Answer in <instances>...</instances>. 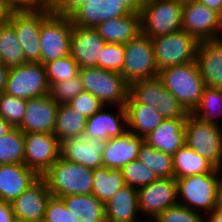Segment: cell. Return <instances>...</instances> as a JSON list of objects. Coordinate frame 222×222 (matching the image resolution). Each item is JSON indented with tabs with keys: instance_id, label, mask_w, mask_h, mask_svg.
<instances>
[{
	"instance_id": "obj_1",
	"label": "cell",
	"mask_w": 222,
	"mask_h": 222,
	"mask_svg": "<svg viewBox=\"0 0 222 222\" xmlns=\"http://www.w3.org/2000/svg\"><path fill=\"white\" fill-rule=\"evenodd\" d=\"M158 77L188 113H192L202 97L205 83L196 61L159 70Z\"/></svg>"
},
{
	"instance_id": "obj_2",
	"label": "cell",
	"mask_w": 222,
	"mask_h": 222,
	"mask_svg": "<svg viewBox=\"0 0 222 222\" xmlns=\"http://www.w3.org/2000/svg\"><path fill=\"white\" fill-rule=\"evenodd\" d=\"M52 196L92 194L93 169L60 157L43 175Z\"/></svg>"
},
{
	"instance_id": "obj_3",
	"label": "cell",
	"mask_w": 222,
	"mask_h": 222,
	"mask_svg": "<svg viewBox=\"0 0 222 222\" xmlns=\"http://www.w3.org/2000/svg\"><path fill=\"white\" fill-rule=\"evenodd\" d=\"M218 180V168L210 173L176 179L178 203L195 212L210 214L216 209Z\"/></svg>"
},
{
	"instance_id": "obj_4",
	"label": "cell",
	"mask_w": 222,
	"mask_h": 222,
	"mask_svg": "<svg viewBox=\"0 0 222 222\" xmlns=\"http://www.w3.org/2000/svg\"><path fill=\"white\" fill-rule=\"evenodd\" d=\"M85 92L93 94L105 106H124L129 95V84L124 77L110 70L99 67L80 68Z\"/></svg>"
},
{
	"instance_id": "obj_5",
	"label": "cell",
	"mask_w": 222,
	"mask_h": 222,
	"mask_svg": "<svg viewBox=\"0 0 222 222\" xmlns=\"http://www.w3.org/2000/svg\"><path fill=\"white\" fill-rule=\"evenodd\" d=\"M184 4L175 0H146L141 10V34L152 38L182 29Z\"/></svg>"
},
{
	"instance_id": "obj_6",
	"label": "cell",
	"mask_w": 222,
	"mask_h": 222,
	"mask_svg": "<svg viewBox=\"0 0 222 222\" xmlns=\"http://www.w3.org/2000/svg\"><path fill=\"white\" fill-rule=\"evenodd\" d=\"M151 40L159 70L196 61L199 41L183 29Z\"/></svg>"
},
{
	"instance_id": "obj_7",
	"label": "cell",
	"mask_w": 222,
	"mask_h": 222,
	"mask_svg": "<svg viewBox=\"0 0 222 222\" xmlns=\"http://www.w3.org/2000/svg\"><path fill=\"white\" fill-rule=\"evenodd\" d=\"M185 144L193 151L222 169V128L220 125L203 122L191 113L187 115Z\"/></svg>"
},
{
	"instance_id": "obj_8",
	"label": "cell",
	"mask_w": 222,
	"mask_h": 222,
	"mask_svg": "<svg viewBox=\"0 0 222 222\" xmlns=\"http://www.w3.org/2000/svg\"><path fill=\"white\" fill-rule=\"evenodd\" d=\"M51 14L48 6L41 10L11 11L8 23L15 29L27 63H41V23Z\"/></svg>"
},
{
	"instance_id": "obj_9",
	"label": "cell",
	"mask_w": 222,
	"mask_h": 222,
	"mask_svg": "<svg viewBox=\"0 0 222 222\" xmlns=\"http://www.w3.org/2000/svg\"><path fill=\"white\" fill-rule=\"evenodd\" d=\"M125 59L120 73L130 85L134 81L158 76L154 46L150 37L140 34L124 44Z\"/></svg>"
},
{
	"instance_id": "obj_10",
	"label": "cell",
	"mask_w": 222,
	"mask_h": 222,
	"mask_svg": "<svg viewBox=\"0 0 222 222\" xmlns=\"http://www.w3.org/2000/svg\"><path fill=\"white\" fill-rule=\"evenodd\" d=\"M72 21L69 16L51 13L40 28L41 63L70 55Z\"/></svg>"
},
{
	"instance_id": "obj_11",
	"label": "cell",
	"mask_w": 222,
	"mask_h": 222,
	"mask_svg": "<svg viewBox=\"0 0 222 222\" xmlns=\"http://www.w3.org/2000/svg\"><path fill=\"white\" fill-rule=\"evenodd\" d=\"M45 66L42 63H25L11 67L4 93L23 99L49 94Z\"/></svg>"
},
{
	"instance_id": "obj_12",
	"label": "cell",
	"mask_w": 222,
	"mask_h": 222,
	"mask_svg": "<svg viewBox=\"0 0 222 222\" xmlns=\"http://www.w3.org/2000/svg\"><path fill=\"white\" fill-rule=\"evenodd\" d=\"M182 29L198 41L222 38V15L199 1L185 3L182 11Z\"/></svg>"
},
{
	"instance_id": "obj_13",
	"label": "cell",
	"mask_w": 222,
	"mask_h": 222,
	"mask_svg": "<svg viewBox=\"0 0 222 222\" xmlns=\"http://www.w3.org/2000/svg\"><path fill=\"white\" fill-rule=\"evenodd\" d=\"M61 157V142L54 134L25 133V165L42 176Z\"/></svg>"
},
{
	"instance_id": "obj_14",
	"label": "cell",
	"mask_w": 222,
	"mask_h": 222,
	"mask_svg": "<svg viewBox=\"0 0 222 222\" xmlns=\"http://www.w3.org/2000/svg\"><path fill=\"white\" fill-rule=\"evenodd\" d=\"M139 212L156 219L164 210L178 203L177 183L174 177L159 178L138 189Z\"/></svg>"
},
{
	"instance_id": "obj_15",
	"label": "cell",
	"mask_w": 222,
	"mask_h": 222,
	"mask_svg": "<svg viewBox=\"0 0 222 222\" xmlns=\"http://www.w3.org/2000/svg\"><path fill=\"white\" fill-rule=\"evenodd\" d=\"M59 104L49 94L27 100L21 125L23 133H49L55 130Z\"/></svg>"
},
{
	"instance_id": "obj_16",
	"label": "cell",
	"mask_w": 222,
	"mask_h": 222,
	"mask_svg": "<svg viewBox=\"0 0 222 222\" xmlns=\"http://www.w3.org/2000/svg\"><path fill=\"white\" fill-rule=\"evenodd\" d=\"M130 13L121 0H89L78 6L69 17L72 25L95 28L101 22Z\"/></svg>"
},
{
	"instance_id": "obj_17",
	"label": "cell",
	"mask_w": 222,
	"mask_h": 222,
	"mask_svg": "<svg viewBox=\"0 0 222 222\" xmlns=\"http://www.w3.org/2000/svg\"><path fill=\"white\" fill-rule=\"evenodd\" d=\"M105 44L95 28L73 25L70 55L79 68L98 67Z\"/></svg>"
},
{
	"instance_id": "obj_18",
	"label": "cell",
	"mask_w": 222,
	"mask_h": 222,
	"mask_svg": "<svg viewBox=\"0 0 222 222\" xmlns=\"http://www.w3.org/2000/svg\"><path fill=\"white\" fill-rule=\"evenodd\" d=\"M51 196L45 179L40 176L11 203L14 216L40 222L45 217L46 206Z\"/></svg>"
},
{
	"instance_id": "obj_19",
	"label": "cell",
	"mask_w": 222,
	"mask_h": 222,
	"mask_svg": "<svg viewBox=\"0 0 222 222\" xmlns=\"http://www.w3.org/2000/svg\"><path fill=\"white\" fill-rule=\"evenodd\" d=\"M106 141L95 138L75 137L61 142V157L67 161L96 169L103 167L102 154Z\"/></svg>"
},
{
	"instance_id": "obj_20",
	"label": "cell",
	"mask_w": 222,
	"mask_h": 222,
	"mask_svg": "<svg viewBox=\"0 0 222 222\" xmlns=\"http://www.w3.org/2000/svg\"><path fill=\"white\" fill-rule=\"evenodd\" d=\"M117 114L105 111L104 106L86 120L84 138L108 140L119 137L128 131L126 110L124 106H117ZM126 125V126H125Z\"/></svg>"
},
{
	"instance_id": "obj_21",
	"label": "cell",
	"mask_w": 222,
	"mask_h": 222,
	"mask_svg": "<svg viewBox=\"0 0 222 222\" xmlns=\"http://www.w3.org/2000/svg\"><path fill=\"white\" fill-rule=\"evenodd\" d=\"M196 62L205 86L222 89V38L199 41Z\"/></svg>"
},
{
	"instance_id": "obj_22",
	"label": "cell",
	"mask_w": 222,
	"mask_h": 222,
	"mask_svg": "<svg viewBox=\"0 0 222 222\" xmlns=\"http://www.w3.org/2000/svg\"><path fill=\"white\" fill-rule=\"evenodd\" d=\"M144 137L127 131L124 135L106 140V149L102 154L103 167L122 169L137 159Z\"/></svg>"
},
{
	"instance_id": "obj_23",
	"label": "cell",
	"mask_w": 222,
	"mask_h": 222,
	"mask_svg": "<svg viewBox=\"0 0 222 222\" xmlns=\"http://www.w3.org/2000/svg\"><path fill=\"white\" fill-rule=\"evenodd\" d=\"M39 177L25 164L0 165V201L12 203Z\"/></svg>"
},
{
	"instance_id": "obj_24",
	"label": "cell",
	"mask_w": 222,
	"mask_h": 222,
	"mask_svg": "<svg viewBox=\"0 0 222 222\" xmlns=\"http://www.w3.org/2000/svg\"><path fill=\"white\" fill-rule=\"evenodd\" d=\"M185 123L186 119L167 118L144 140L153 148L173 156L185 145Z\"/></svg>"
},
{
	"instance_id": "obj_25",
	"label": "cell",
	"mask_w": 222,
	"mask_h": 222,
	"mask_svg": "<svg viewBox=\"0 0 222 222\" xmlns=\"http://www.w3.org/2000/svg\"><path fill=\"white\" fill-rule=\"evenodd\" d=\"M95 29L106 43L125 44L141 34V15L131 12L124 17L101 22Z\"/></svg>"
},
{
	"instance_id": "obj_26",
	"label": "cell",
	"mask_w": 222,
	"mask_h": 222,
	"mask_svg": "<svg viewBox=\"0 0 222 222\" xmlns=\"http://www.w3.org/2000/svg\"><path fill=\"white\" fill-rule=\"evenodd\" d=\"M124 107L126 110L128 131L140 137H146L165 120L155 107L138 103L130 94Z\"/></svg>"
},
{
	"instance_id": "obj_27",
	"label": "cell",
	"mask_w": 222,
	"mask_h": 222,
	"mask_svg": "<svg viewBox=\"0 0 222 222\" xmlns=\"http://www.w3.org/2000/svg\"><path fill=\"white\" fill-rule=\"evenodd\" d=\"M138 189L125 185L105 204L106 222L138 221Z\"/></svg>"
},
{
	"instance_id": "obj_28",
	"label": "cell",
	"mask_w": 222,
	"mask_h": 222,
	"mask_svg": "<svg viewBox=\"0 0 222 222\" xmlns=\"http://www.w3.org/2000/svg\"><path fill=\"white\" fill-rule=\"evenodd\" d=\"M69 213L77 216L80 222H106L105 205L93 194L63 196Z\"/></svg>"
},
{
	"instance_id": "obj_29",
	"label": "cell",
	"mask_w": 222,
	"mask_h": 222,
	"mask_svg": "<svg viewBox=\"0 0 222 222\" xmlns=\"http://www.w3.org/2000/svg\"><path fill=\"white\" fill-rule=\"evenodd\" d=\"M174 178L213 172L216 167L186 144L173 156Z\"/></svg>"
},
{
	"instance_id": "obj_30",
	"label": "cell",
	"mask_w": 222,
	"mask_h": 222,
	"mask_svg": "<svg viewBox=\"0 0 222 222\" xmlns=\"http://www.w3.org/2000/svg\"><path fill=\"white\" fill-rule=\"evenodd\" d=\"M87 118L68 104L58 106L54 135L63 142L68 138L84 136Z\"/></svg>"
},
{
	"instance_id": "obj_31",
	"label": "cell",
	"mask_w": 222,
	"mask_h": 222,
	"mask_svg": "<svg viewBox=\"0 0 222 222\" xmlns=\"http://www.w3.org/2000/svg\"><path fill=\"white\" fill-rule=\"evenodd\" d=\"M125 185L121 169L107 167L93 169L92 194L104 205Z\"/></svg>"
},
{
	"instance_id": "obj_32",
	"label": "cell",
	"mask_w": 222,
	"mask_h": 222,
	"mask_svg": "<svg viewBox=\"0 0 222 222\" xmlns=\"http://www.w3.org/2000/svg\"><path fill=\"white\" fill-rule=\"evenodd\" d=\"M0 61L10 68L27 63L15 29L8 22L0 24Z\"/></svg>"
},
{
	"instance_id": "obj_33",
	"label": "cell",
	"mask_w": 222,
	"mask_h": 222,
	"mask_svg": "<svg viewBox=\"0 0 222 222\" xmlns=\"http://www.w3.org/2000/svg\"><path fill=\"white\" fill-rule=\"evenodd\" d=\"M25 164V133L13 127L0 137V165Z\"/></svg>"
},
{
	"instance_id": "obj_34",
	"label": "cell",
	"mask_w": 222,
	"mask_h": 222,
	"mask_svg": "<svg viewBox=\"0 0 222 222\" xmlns=\"http://www.w3.org/2000/svg\"><path fill=\"white\" fill-rule=\"evenodd\" d=\"M137 159L153 170L159 178L174 177L172 155L153 148L146 141L141 144Z\"/></svg>"
},
{
	"instance_id": "obj_35",
	"label": "cell",
	"mask_w": 222,
	"mask_h": 222,
	"mask_svg": "<svg viewBox=\"0 0 222 222\" xmlns=\"http://www.w3.org/2000/svg\"><path fill=\"white\" fill-rule=\"evenodd\" d=\"M221 107L222 89L205 86L200 102L191 114L203 122L220 125L216 117L222 114Z\"/></svg>"
},
{
	"instance_id": "obj_36",
	"label": "cell",
	"mask_w": 222,
	"mask_h": 222,
	"mask_svg": "<svg viewBox=\"0 0 222 222\" xmlns=\"http://www.w3.org/2000/svg\"><path fill=\"white\" fill-rule=\"evenodd\" d=\"M164 85L156 76L149 79L134 81L129 85V94L138 102L149 107L160 105L161 90Z\"/></svg>"
},
{
	"instance_id": "obj_37",
	"label": "cell",
	"mask_w": 222,
	"mask_h": 222,
	"mask_svg": "<svg viewBox=\"0 0 222 222\" xmlns=\"http://www.w3.org/2000/svg\"><path fill=\"white\" fill-rule=\"evenodd\" d=\"M122 176L126 185L139 189L159 179L156 173L145 164L135 159L125 165L122 169Z\"/></svg>"
},
{
	"instance_id": "obj_38",
	"label": "cell",
	"mask_w": 222,
	"mask_h": 222,
	"mask_svg": "<svg viewBox=\"0 0 222 222\" xmlns=\"http://www.w3.org/2000/svg\"><path fill=\"white\" fill-rule=\"evenodd\" d=\"M44 66L49 85L77 76L80 69L71 55L45 63Z\"/></svg>"
},
{
	"instance_id": "obj_39",
	"label": "cell",
	"mask_w": 222,
	"mask_h": 222,
	"mask_svg": "<svg viewBox=\"0 0 222 222\" xmlns=\"http://www.w3.org/2000/svg\"><path fill=\"white\" fill-rule=\"evenodd\" d=\"M27 99L0 94V115L12 126L19 127L26 111Z\"/></svg>"
},
{
	"instance_id": "obj_40",
	"label": "cell",
	"mask_w": 222,
	"mask_h": 222,
	"mask_svg": "<svg viewBox=\"0 0 222 222\" xmlns=\"http://www.w3.org/2000/svg\"><path fill=\"white\" fill-rule=\"evenodd\" d=\"M84 91L80 75L50 85L49 95L59 105L68 104Z\"/></svg>"
},
{
	"instance_id": "obj_41",
	"label": "cell",
	"mask_w": 222,
	"mask_h": 222,
	"mask_svg": "<svg viewBox=\"0 0 222 222\" xmlns=\"http://www.w3.org/2000/svg\"><path fill=\"white\" fill-rule=\"evenodd\" d=\"M124 59V44L106 43L102 49L101 59H98V67L121 73Z\"/></svg>"
},
{
	"instance_id": "obj_42",
	"label": "cell",
	"mask_w": 222,
	"mask_h": 222,
	"mask_svg": "<svg viewBox=\"0 0 222 222\" xmlns=\"http://www.w3.org/2000/svg\"><path fill=\"white\" fill-rule=\"evenodd\" d=\"M204 215L177 203L164 210L155 220L157 222H206Z\"/></svg>"
},
{
	"instance_id": "obj_43",
	"label": "cell",
	"mask_w": 222,
	"mask_h": 222,
	"mask_svg": "<svg viewBox=\"0 0 222 222\" xmlns=\"http://www.w3.org/2000/svg\"><path fill=\"white\" fill-rule=\"evenodd\" d=\"M156 110L165 119H187V115L189 114L180 104L177 98L165 87L161 90L160 105L156 106Z\"/></svg>"
},
{
	"instance_id": "obj_44",
	"label": "cell",
	"mask_w": 222,
	"mask_h": 222,
	"mask_svg": "<svg viewBox=\"0 0 222 222\" xmlns=\"http://www.w3.org/2000/svg\"><path fill=\"white\" fill-rule=\"evenodd\" d=\"M44 220L47 222H80V219L69 213L61 198L51 196L48 200Z\"/></svg>"
},
{
	"instance_id": "obj_45",
	"label": "cell",
	"mask_w": 222,
	"mask_h": 222,
	"mask_svg": "<svg viewBox=\"0 0 222 222\" xmlns=\"http://www.w3.org/2000/svg\"><path fill=\"white\" fill-rule=\"evenodd\" d=\"M68 105L81 113L87 119L94 113L100 111L105 105L93 94L83 91L73 98Z\"/></svg>"
},
{
	"instance_id": "obj_46",
	"label": "cell",
	"mask_w": 222,
	"mask_h": 222,
	"mask_svg": "<svg viewBox=\"0 0 222 222\" xmlns=\"http://www.w3.org/2000/svg\"><path fill=\"white\" fill-rule=\"evenodd\" d=\"M89 0H49L47 6L51 13L69 16L78 6Z\"/></svg>"
},
{
	"instance_id": "obj_47",
	"label": "cell",
	"mask_w": 222,
	"mask_h": 222,
	"mask_svg": "<svg viewBox=\"0 0 222 222\" xmlns=\"http://www.w3.org/2000/svg\"><path fill=\"white\" fill-rule=\"evenodd\" d=\"M11 11L41 10L47 7L46 0H4Z\"/></svg>"
},
{
	"instance_id": "obj_48",
	"label": "cell",
	"mask_w": 222,
	"mask_h": 222,
	"mask_svg": "<svg viewBox=\"0 0 222 222\" xmlns=\"http://www.w3.org/2000/svg\"><path fill=\"white\" fill-rule=\"evenodd\" d=\"M14 212L11 203L0 201V222H11Z\"/></svg>"
},
{
	"instance_id": "obj_49",
	"label": "cell",
	"mask_w": 222,
	"mask_h": 222,
	"mask_svg": "<svg viewBox=\"0 0 222 222\" xmlns=\"http://www.w3.org/2000/svg\"><path fill=\"white\" fill-rule=\"evenodd\" d=\"M146 0H121L124 6H126L131 12L141 13L142 7Z\"/></svg>"
},
{
	"instance_id": "obj_50",
	"label": "cell",
	"mask_w": 222,
	"mask_h": 222,
	"mask_svg": "<svg viewBox=\"0 0 222 222\" xmlns=\"http://www.w3.org/2000/svg\"><path fill=\"white\" fill-rule=\"evenodd\" d=\"M10 67L5 66L0 61V94L4 91L8 75H9Z\"/></svg>"
},
{
	"instance_id": "obj_51",
	"label": "cell",
	"mask_w": 222,
	"mask_h": 222,
	"mask_svg": "<svg viewBox=\"0 0 222 222\" xmlns=\"http://www.w3.org/2000/svg\"><path fill=\"white\" fill-rule=\"evenodd\" d=\"M210 9H213L222 15V0H197Z\"/></svg>"
},
{
	"instance_id": "obj_52",
	"label": "cell",
	"mask_w": 222,
	"mask_h": 222,
	"mask_svg": "<svg viewBox=\"0 0 222 222\" xmlns=\"http://www.w3.org/2000/svg\"><path fill=\"white\" fill-rule=\"evenodd\" d=\"M11 10L4 0H0V24L8 21Z\"/></svg>"
},
{
	"instance_id": "obj_53",
	"label": "cell",
	"mask_w": 222,
	"mask_h": 222,
	"mask_svg": "<svg viewBox=\"0 0 222 222\" xmlns=\"http://www.w3.org/2000/svg\"><path fill=\"white\" fill-rule=\"evenodd\" d=\"M216 209L222 210V174H221V169H219Z\"/></svg>"
},
{
	"instance_id": "obj_54",
	"label": "cell",
	"mask_w": 222,
	"mask_h": 222,
	"mask_svg": "<svg viewBox=\"0 0 222 222\" xmlns=\"http://www.w3.org/2000/svg\"><path fill=\"white\" fill-rule=\"evenodd\" d=\"M206 218V222H222V210L215 209Z\"/></svg>"
},
{
	"instance_id": "obj_55",
	"label": "cell",
	"mask_w": 222,
	"mask_h": 222,
	"mask_svg": "<svg viewBox=\"0 0 222 222\" xmlns=\"http://www.w3.org/2000/svg\"><path fill=\"white\" fill-rule=\"evenodd\" d=\"M13 127L0 115V137L7 134Z\"/></svg>"
},
{
	"instance_id": "obj_56",
	"label": "cell",
	"mask_w": 222,
	"mask_h": 222,
	"mask_svg": "<svg viewBox=\"0 0 222 222\" xmlns=\"http://www.w3.org/2000/svg\"><path fill=\"white\" fill-rule=\"evenodd\" d=\"M11 222H32V221L25 220L23 218L14 216Z\"/></svg>"
},
{
	"instance_id": "obj_57",
	"label": "cell",
	"mask_w": 222,
	"mask_h": 222,
	"mask_svg": "<svg viewBox=\"0 0 222 222\" xmlns=\"http://www.w3.org/2000/svg\"><path fill=\"white\" fill-rule=\"evenodd\" d=\"M175 1L179 2V3H182V4H185V3L193 2V1H196V0H175Z\"/></svg>"
},
{
	"instance_id": "obj_58",
	"label": "cell",
	"mask_w": 222,
	"mask_h": 222,
	"mask_svg": "<svg viewBox=\"0 0 222 222\" xmlns=\"http://www.w3.org/2000/svg\"><path fill=\"white\" fill-rule=\"evenodd\" d=\"M152 220V222H157L155 219H151ZM136 222H143V221H141V219H139L138 221H136ZM144 222H148L147 220L146 221H144Z\"/></svg>"
}]
</instances>
